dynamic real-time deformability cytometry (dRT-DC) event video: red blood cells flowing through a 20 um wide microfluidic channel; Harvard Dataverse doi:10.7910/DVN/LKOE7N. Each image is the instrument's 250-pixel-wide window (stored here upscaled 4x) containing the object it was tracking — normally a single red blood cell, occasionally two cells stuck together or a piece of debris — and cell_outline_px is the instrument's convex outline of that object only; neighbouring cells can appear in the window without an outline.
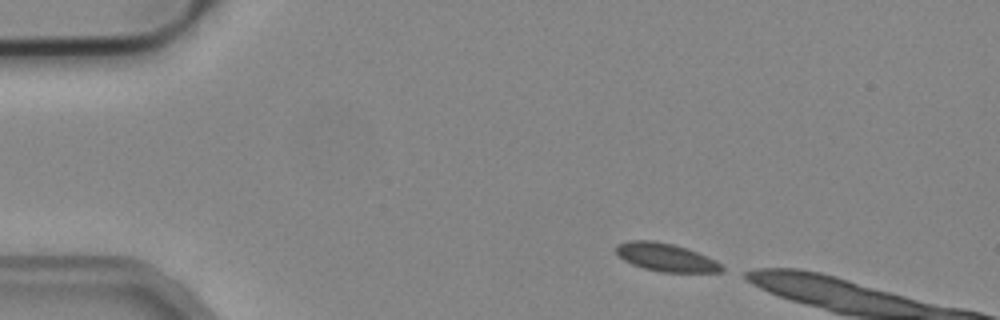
{"species": "common noctule bat (a hibernating species)", "species_latin": "Nyctalus noctula", "temperature_condition": "cold", "stored_images_in_passage": 8, "camera_frame_rate_fps": 3000, "um_per_image_px": 0.085, "animal": {"sex": "male", "body_mass_g": 19.2, "forearm_length_mm": 51.8}, "frame": {"image": 1, "passage_image": 1, "time_ms": 0.0, "image_size_px": [1000, 320], "cell_outline_px": [[724, 272], [660, 272], [644, 268], [632, 264], [624, 260], [616, 252], [616, 244], [628, 240], [652, 240], [672, 244], [696, 252], [716, 260], [724, 268]], "centroid_in_image_um": [56.58, 21.87], "position_along_channel_um": 28.4, "area_um2": 17.17}}